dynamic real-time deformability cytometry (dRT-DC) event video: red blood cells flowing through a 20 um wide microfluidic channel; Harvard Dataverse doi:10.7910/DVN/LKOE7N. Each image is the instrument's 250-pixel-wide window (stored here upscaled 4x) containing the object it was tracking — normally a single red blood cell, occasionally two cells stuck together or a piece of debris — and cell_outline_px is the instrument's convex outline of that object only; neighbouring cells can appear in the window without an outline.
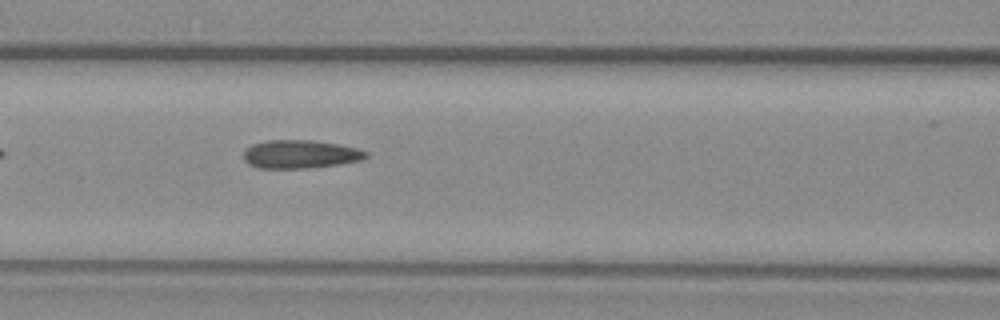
{"species": "common noctule bat (a hibernating species)", "species_latin": "Nyctalus noctula", "temperature_condition": "warm", "stored_images_in_passage": 28, "camera_frame_rate_fps": 3000, "um_per_image_px": 0.085, "animal": {"sex": "female", "body_mass_g": 29.2, "forearm_length_mm": 56.3}, "frame": {"image": 1, "passage_image": 7, "time_ms": 2.0, "image_size_px": [1000, 320], "cell_outline_px": [[368, 156], [360, 160], [340, 164], [308, 168], [256, 168], [248, 164], [244, 160], [244, 148], [252, 144], [268, 140], [308, 140], [336, 144], [356, 148], [368, 152]], "centroid_in_image_um": [25.47, 13.11], "position_along_channel_um": 141.1, "area_um2": 20.17}}
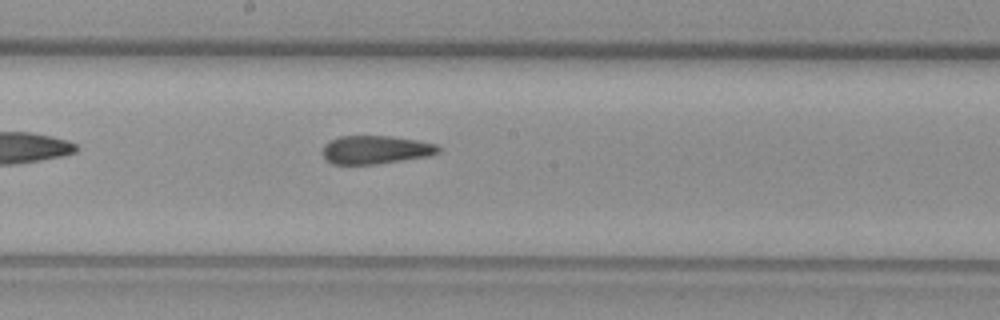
{"frame": {"image": 2, "passage_image": 13, "time_ms": 4.0, "image_size_px": [1000, 320], "cell_outline_px": [[440, 152], [432, 156], [376, 164], [332, 164], [324, 160], [324, 144], [328, 140], [340, 136], [392, 136], [416, 140], [436, 144], [440, 148]], "centroid_in_image_um": [31.93, 12.73], "position_along_channel_um": 216.3, "area_um2": 19.31}}
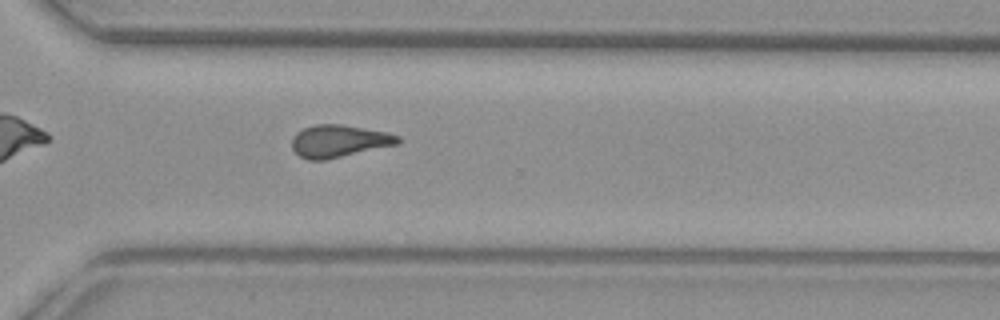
{"frame": {"image": 3, "passage_image": 23, "time_ms": 7.333, "image_size_px": [1000, 320], "cell_outline_px": [[400, 144], [328, 160], [308, 160], [300, 156], [292, 148], [292, 136], [296, 132], [304, 128], [316, 124], [340, 124], [388, 132], [400, 136]], "centroid_in_image_um": [28.84, 12.0], "position_along_channel_um": 341.8, "area_um2": 20.29}}